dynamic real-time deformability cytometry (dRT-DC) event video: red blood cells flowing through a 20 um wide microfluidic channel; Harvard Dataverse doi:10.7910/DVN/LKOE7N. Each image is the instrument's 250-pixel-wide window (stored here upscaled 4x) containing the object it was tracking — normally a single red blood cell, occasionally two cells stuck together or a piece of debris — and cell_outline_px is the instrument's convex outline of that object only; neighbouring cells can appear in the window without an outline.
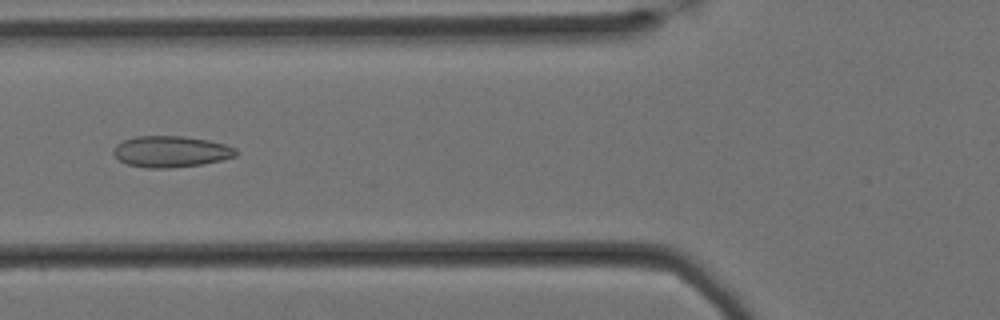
{"species": "Egyptian fruit bat (a non-hibernating species)", "species_latin": "Rousettus aegyptiacus", "temperature_condition": "cold", "stored_images_in_passage": 43, "camera_frame_rate_fps": 3000, "um_per_image_px": 0.085, "animal": {"sex": "female"}, "frame": {"image": 1, "passage_image": 22, "time_ms": 7.0, "image_size_px": [1000, 320], "cell_outline_px": [[236, 156], [204, 164], [168, 168], [148, 168], [128, 164], [120, 160], [112, 152], [112, 148], [116, 144], [124, 140], [136, 136], [184, 136], [208, 140], [228, 144], [236, 148]], "centroid_in_image_um": [14.53, 12.87], "position_along_channel_um": 111.3, "area_um2": 22.37}}
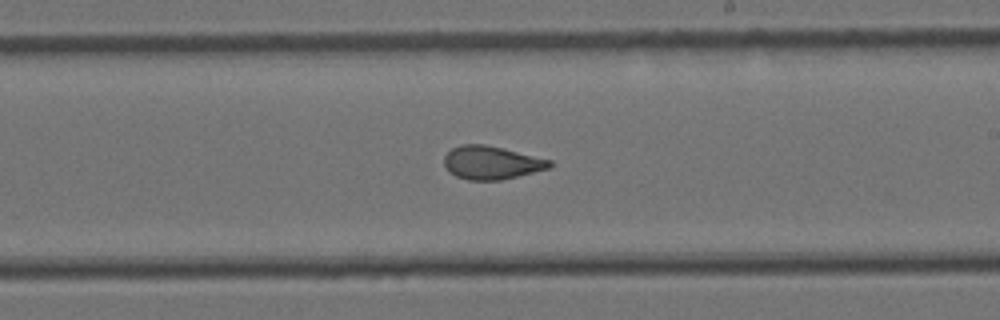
{"frame": {"image": 2, "passage_image": 34, "time_ms": 11.0, "image_size_px": [1000, 320], "cell_outline_px": [[552, 164], [548, 168], [500, 180], [468, 180], [456, 176], [448, 172], [444, 164], [444, 156], [452, 148], [460, 144], [484, 144], [552, 160]], "centroid_in_image_um": [41.72, 13.82], "position_along_channel_um": 247.3, "area_um2": 20.23}}
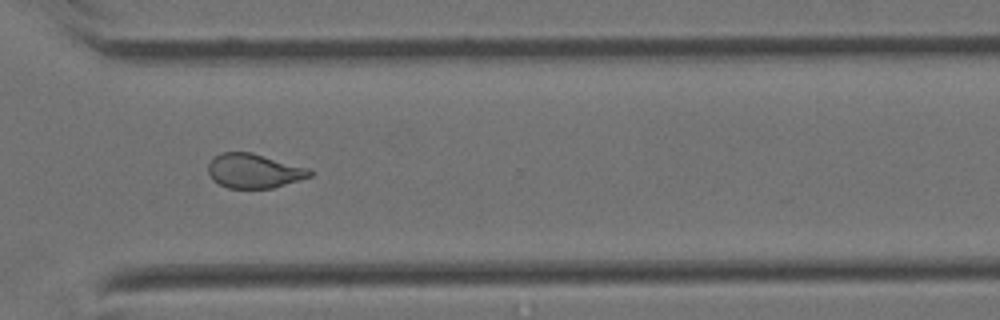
{"frame": {"image": 3, "passage_image": 43, "time_ms": 14.0, "image_size_px": [1000, 320], "cell_outline_px": [[312, 176], [272, 188], [228, 188], [212, 180], [208, 176], [208, 164], [220, 152], [252, 152], [312, 168]], "centroid_in_image_um": [21.61, 14.52], "position_along_channel_um": 349.0, "area_um2": 20.58}}